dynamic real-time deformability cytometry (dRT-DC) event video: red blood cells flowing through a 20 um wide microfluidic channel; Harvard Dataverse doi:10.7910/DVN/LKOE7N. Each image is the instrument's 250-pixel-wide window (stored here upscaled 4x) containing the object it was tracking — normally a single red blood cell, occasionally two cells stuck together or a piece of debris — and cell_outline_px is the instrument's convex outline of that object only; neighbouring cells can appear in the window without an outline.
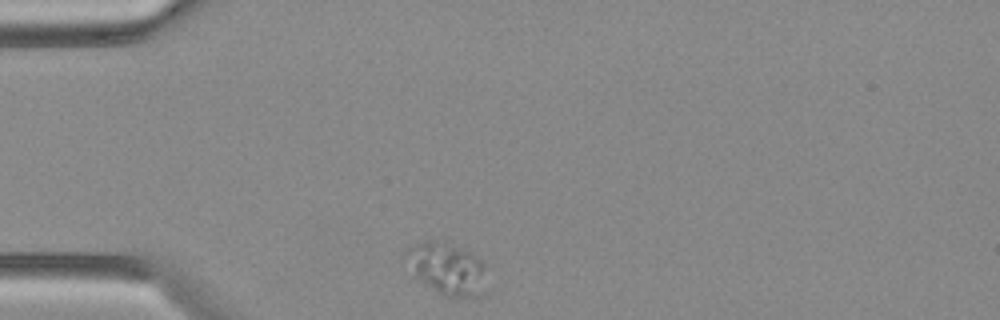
{"species": "Egyptian fruit bat (a non-hibernating species)", "species_latin": "Rousettus aegyptiacus", "temperature_condition": "warm", "stored_images_in_passage": 39, "camera_frame_rate_fps": 3000, "um_per_image_px": 0.085, "animal": {"sex": "female"}, "frame": {"image": 1, "passage_image": 1, "time_ms": 0.0, "image_size_px": [1000, 320], "cell_outline_px": [[484, 292], [480, 296], [444, 296], [432, 288], [416, 276], [400, 256], [404, 248], [424, 240], [444, 240], [476, 256], [484, 264]], "centroid_in_image_um": [37.9, 22.77], "position_along_channel_um": 47.1, "area_um2": 24.57}}
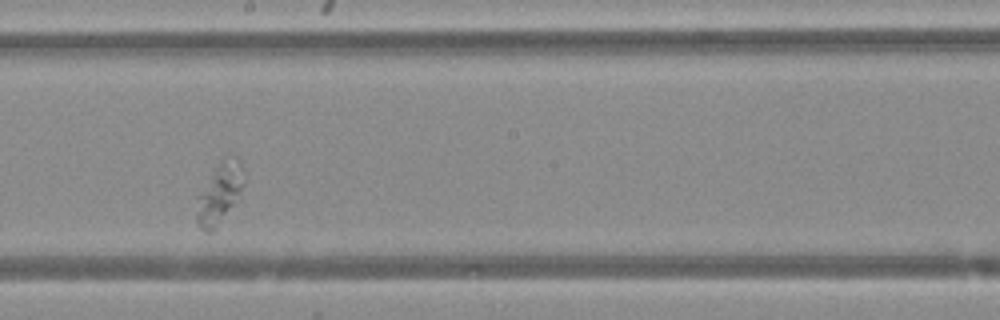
{"frame": {"image": 2, "passage_image": 17, "time_ms": 5.333, "image_size_px": [1000, 320], "cell_outline_px": [[244, 184], [240, 200], [216, 228], [212, 232], [204, 232], [196, 224], [196, 196], [216, 168], [224, 160], [240, 160], [244, 168]], "centroid_in_image_um": [18.67, 16.56], "position_along_channel_um": 229.5, "area_um2": 16.88}}
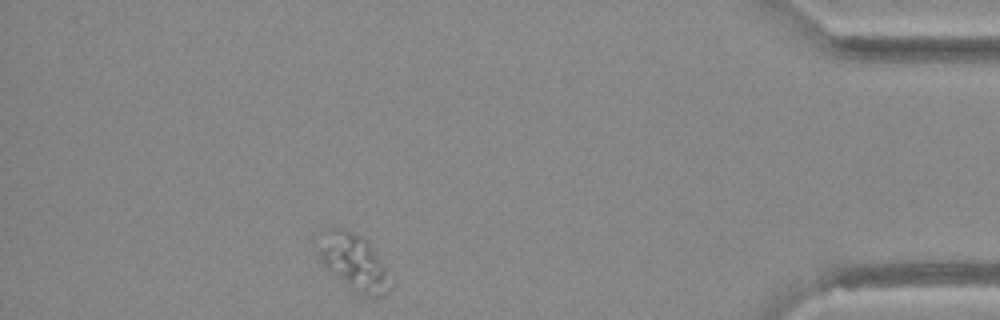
{"frame": {"image": 3, "passage_image": 34, "time_ms": 11.0, "image_size_px": [1000, 320], "cell_outline_px": [[396, 280], [392, 288], [380, 296], [368, 296], [356, 292], [348, 288], [328, 272], [320, 260], [316, 252], [328, 228], [332, 224], [344, 228], [368, 240]], "centroid_in_image_um": [30.13, 22.3], "position_along_channel_um": 405.1, "area_um2": 24.57}}